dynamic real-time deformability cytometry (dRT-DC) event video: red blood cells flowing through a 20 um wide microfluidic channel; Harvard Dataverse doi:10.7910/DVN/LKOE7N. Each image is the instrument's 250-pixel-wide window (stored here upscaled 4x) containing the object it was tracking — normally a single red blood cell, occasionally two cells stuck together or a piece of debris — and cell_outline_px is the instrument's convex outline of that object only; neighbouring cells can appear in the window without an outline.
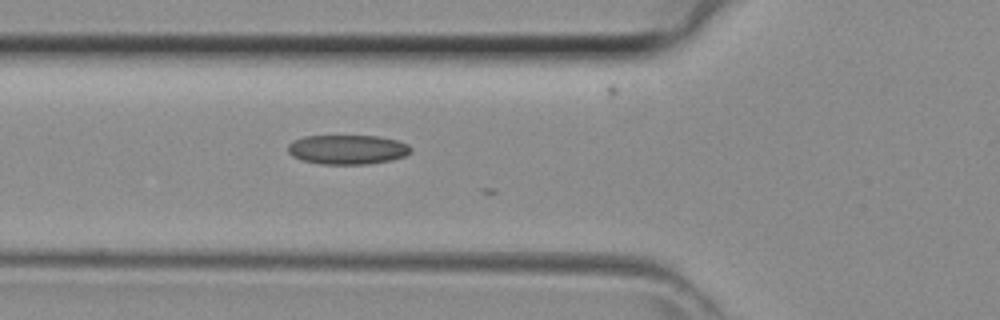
{"species": "common noctule bat (a hibernating species)", "species_latin": "Nyctalus noctula", "temperature_condition": "room temperature", "stored_images_in_passage": 9, "camera_frame_rate_fps": 3000, "um_per_image_px": 0.085, "animal": {"sex": "female", "body_mass_g": 29.2, "forearm_length_mm": 56.3}, "frame": {"image": 1, "passage_image": 3, "time_ms": 0.667, "image_size_px": [1000, 320], "cell_outline_px": [[412, 152], [404, 156], [392, 160], [368, 164], [320, 164], [304, 160], [292, 156], [288, 152], [288, 144], [304, 136], [380, 136], [396, 140], [408, 144], [412, 148]], "centroid_in_image_um": [29.57, 12.71], "position_along_channel_um": 96.2, "area_um2": 21.1}}
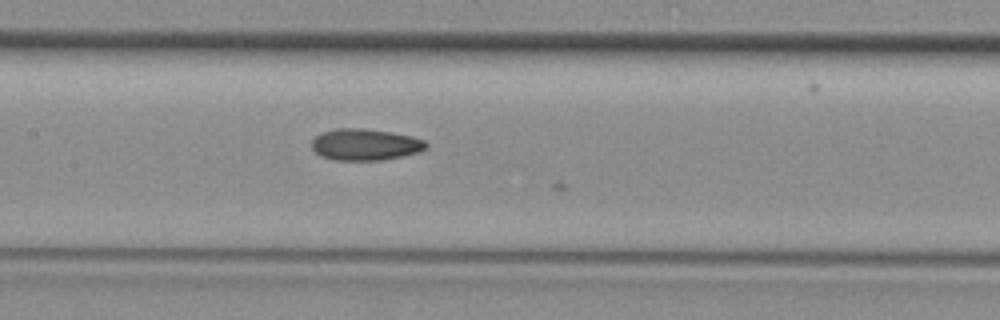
{"frame": {"image": 2, "passage_image": 8, "time_ms": 2.333, "image_size_px": [1000, 320], "cell_outline_px": [[428, 144], [424, 148], [416, 152], [400, 156], [380, 160], [332, 160], [320, 156], [312, 148], [312, 140], [316, 136], [324, 132], [336, 128], [364, 128], [392, 132], [412, 136], [424, 140]], "centroid_in_image_um": [31.0, 12.28], "position_along_channel_um": 176.4, "area_um2": 20.87}}